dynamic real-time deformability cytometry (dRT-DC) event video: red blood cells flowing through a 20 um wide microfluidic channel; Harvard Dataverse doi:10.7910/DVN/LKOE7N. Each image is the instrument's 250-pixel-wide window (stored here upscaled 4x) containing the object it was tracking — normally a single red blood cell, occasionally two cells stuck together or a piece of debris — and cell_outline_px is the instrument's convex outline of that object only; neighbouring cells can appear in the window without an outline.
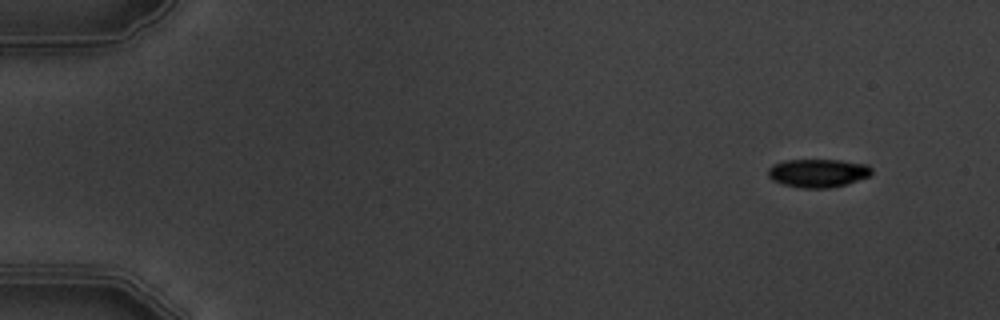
{"species": "common noctule bat (a hibernating species)", "species_latin": "Nyctalus noctula", "temperature_condition": "warm", "stored_images_in_passage": 6, "camera_frame_rate_fps": 3000, "um_per_image_px": 0.085, "animal": {"sex": "male", "body_mass_g": 19.5, "forearm_length_mm": 54.6}, "frame": {"image": 1, "passage_image": 1, "time_ms": 0.0, "image_size_px": [1000, 320], "cell_outline_px": [[872, 172], [868, 176], [844, 184], [828, 188], [800, 188], [784, 184], [772, 180], [768, 176], [768, 168], [772, 164], [784, 160], [840, 160], [868, 164], [872, 168]], "centroid_in_image_um": [69.49, 14.69], "position_along_channel_um": 15.5, "area_um2": 17.05}}
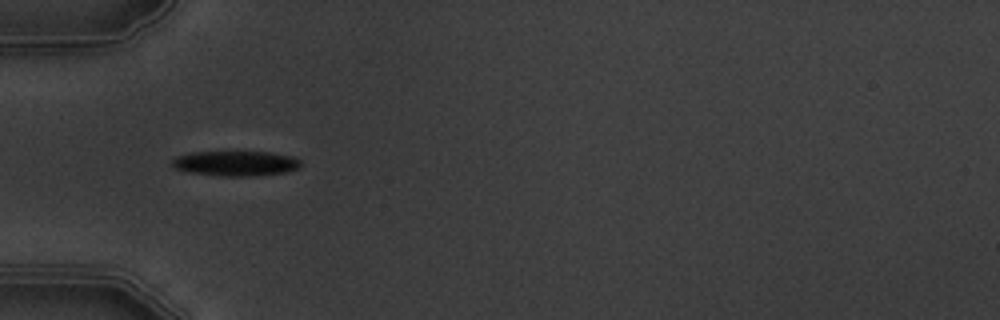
{"frame": {"image": 2, "passage_image": 5, "time_ms": 4.667, "image_size_px": [1000, 320], "cell_outline_px": [[300, 168], [288, 172], [252, 176], [216, 176], [184, 172], [176, 168], [172, 164], [172, 160], [176, 156], [192, 152], [272, 152], [292, 156], [300, 160]], "centroid_in_image_um": [20.03, 13.9], "position_along_channel_um": 65.0, "area_um2": 19.02}}